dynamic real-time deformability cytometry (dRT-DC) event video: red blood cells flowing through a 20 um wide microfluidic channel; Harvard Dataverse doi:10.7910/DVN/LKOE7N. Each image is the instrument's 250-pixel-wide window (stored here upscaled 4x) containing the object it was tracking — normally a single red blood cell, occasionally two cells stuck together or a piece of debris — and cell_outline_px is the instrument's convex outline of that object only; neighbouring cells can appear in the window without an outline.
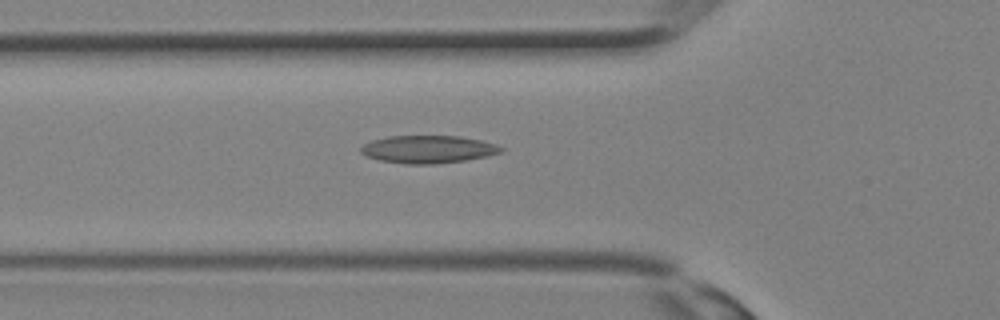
{"species": "Egyptian fruit bat (a non-hibernating species)", "species_latin": "Rousettus aegyptiacus", "temperature_condition": "room temperature", "stored_images_in_passage": 32, "camera_frame_rate_fps": 3000, "um_per_image_px": 0.085, "animal": {"sex": "female"}, "frame": {"image": 1, "passage_image": 11, "time_ms": 3.333, "image_size_px": [1000, 320], "cell_outline_px": [[504, 152], [488, 156], [464, 160], [432, 164], [404, 164], [380, 160], [364, 156], [360, 152], [360, 148], [364, 144], [372, 140], [388, 136], [460, 136], [480, 140], [496, 144], [504, 148]], "centroid_in_image_um": [36.39, 12.69], "position_along_channel_um": 89.4, "area_um2": 22.72}}
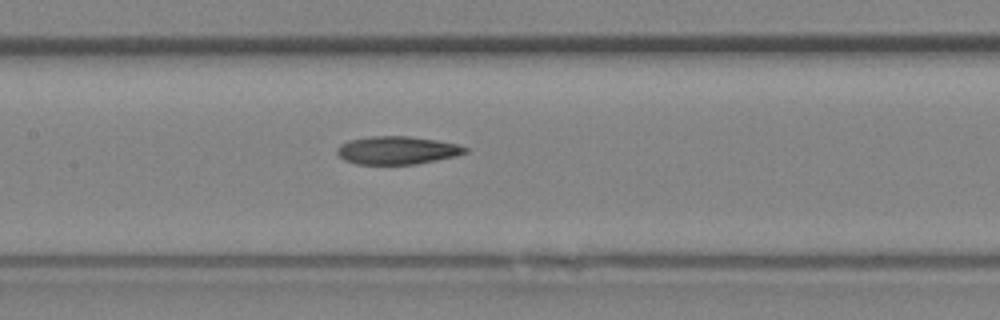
{"frame": {"image": 2, "passage_image": 15, "time_ms": 4.667, "image_size_px": [1000, 320], "cell_outline_px": [[468, 152], [456, 156], [416, 164], [356, 164], [344, 160], [336, 152], [336, 148], [340, 144], [348, 140], [372, 136], [408, 136], [436, 140], [456, 144], [468, 148]], "centroid_in_image_um": [33.73, 12.77], "position_along_channel_um": 173.7, "area_um2": 20.92}}
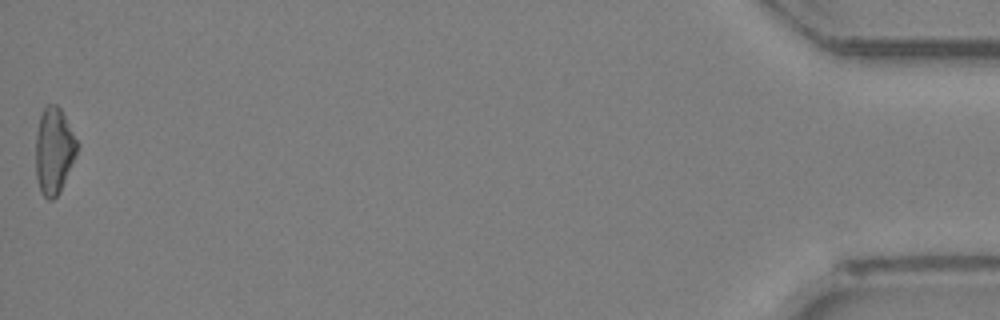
{"frame": {"image": 3, "passage_image": 32, "time_ms": 10.333, "image_size_px": [1000, 320], "cell_outline_px": [[80, 144], [76, 156], [60, 192], [52, 200], [48, 200], [40, 192], [36, 180], [36, 132], [40, 116], [44, 108], [48, 104], [56, 104], [60, 108]], "centroid_in_image_um": [4.59, 12.83], "position_along_channel_um": 430.6, "area_um2": 21.1}}